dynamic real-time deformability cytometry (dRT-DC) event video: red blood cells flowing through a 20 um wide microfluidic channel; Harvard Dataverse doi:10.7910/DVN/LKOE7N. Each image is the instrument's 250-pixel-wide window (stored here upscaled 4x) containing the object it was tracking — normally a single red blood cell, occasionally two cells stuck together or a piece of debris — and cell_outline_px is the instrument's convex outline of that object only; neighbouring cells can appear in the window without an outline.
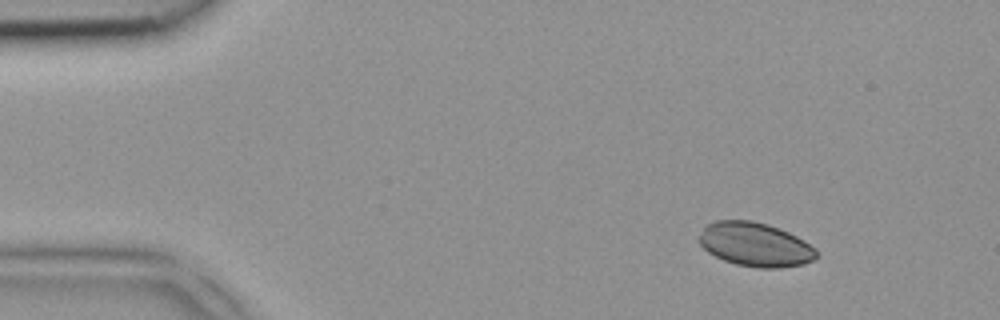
{"species": "common noctule bat (a hibernating species)", "species_latin": "Nyctalus noctula", "temperature_condition": "room temperature", "stored_images_in_passage": 3, "camera_frame_rate_fps": 3000, "um_per_image_px": 0.085, "animal": {"sex": "female", "body_mass_g": 18.4}, "frame": {"image": 1, "passage_image": 1, "time_ms": 0.0, "image_size_px": [1000, 320], "cell_outline_px": [[820, 256], [816, 260], [804, 264], [780, 268], [756, 268], [736, 264], [724, 260], [708, 252], [700, 244], [700, 236], [704, 228], [708, 224], [716, 220], [752, 220], [768, 224], [780, 228], [804, 240], [816, 248]], "centroid_in_image_um": [64.26, 20.79], "position_along_channel_um": 20.7, "area_um2": 30.29}}